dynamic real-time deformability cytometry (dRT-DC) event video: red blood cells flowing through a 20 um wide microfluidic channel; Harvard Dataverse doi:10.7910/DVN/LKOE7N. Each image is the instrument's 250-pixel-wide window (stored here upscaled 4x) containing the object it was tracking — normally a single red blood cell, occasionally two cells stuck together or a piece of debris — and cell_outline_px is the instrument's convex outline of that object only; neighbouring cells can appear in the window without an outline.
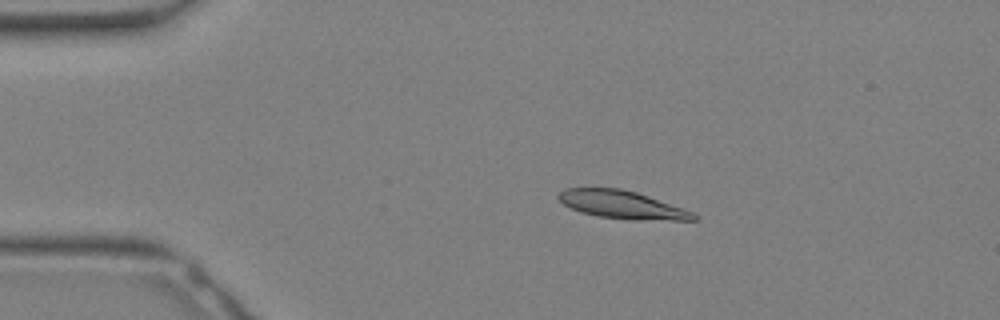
{"species": "Egyptian fruit bat (a non-hibernating species)", "species_latin": "Rousettus aegyptiacus", "temperature_condition": "warm", "stored_images_in_passage": 28, "camera_frame_rate_fps": 3000, "um_per_image_px": 0.085, "animal": {"sex": "female"}, "frame": {"image": 1, "passage_image": 2, "time_ms": 0.333, "image_size_px": [1000, 320], "cell_outline_px": [[696, 220], [632, 220], [596, 216], [580, 212], [564, 204], [556, 196], [564, 188], [620, 188], [636, 192], [648, 196], [692, 212], [696, 216]], "centroid_in_image_um": [52.83, 17.4], "position_along_channel_um": 32.2, "area_um2": 21.79}}
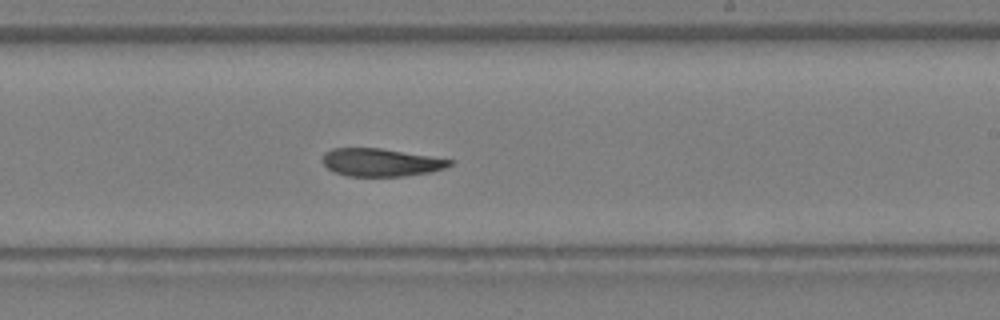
{"frame": {"image": 2, "passage_image": 15, "time_ms": 4.667, "image_size_px": [1000, 320], "cell_outline_px": [[452, 164], [444, 168], [432, 172], [404, 176], [348, 176], [336, 172], [328, 168], [320, 160], [324, 152], [332, 148], [380, 148], [452, 160]], "centroid_in_image_um": [32.32, 13.8], "position_along_channel_um": 256.7, "area_um2": 20.52}}
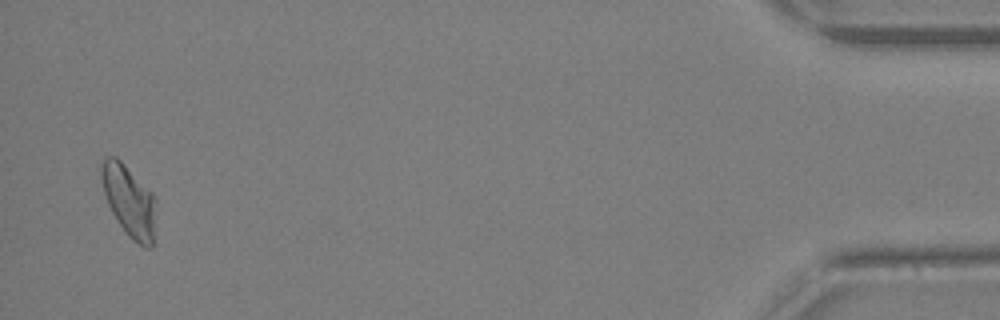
{"frame": {"image": 3, "passage_image": 27, "time_ms": 8.667, "image_size_px": [1000, 320], "cell_outline_px": [[156, 200], [152, 248], [144, 248], [132, 240], [128, 236], [116, 220], [108, 204], [104, 192], [100, 176], [100, 168], [104, 156], [116, 156], [152, 192]], "centroid_in_image_um": [10.96, 17.07], "position_along_channel_um": 424.2, "area_um2": 22.77}}